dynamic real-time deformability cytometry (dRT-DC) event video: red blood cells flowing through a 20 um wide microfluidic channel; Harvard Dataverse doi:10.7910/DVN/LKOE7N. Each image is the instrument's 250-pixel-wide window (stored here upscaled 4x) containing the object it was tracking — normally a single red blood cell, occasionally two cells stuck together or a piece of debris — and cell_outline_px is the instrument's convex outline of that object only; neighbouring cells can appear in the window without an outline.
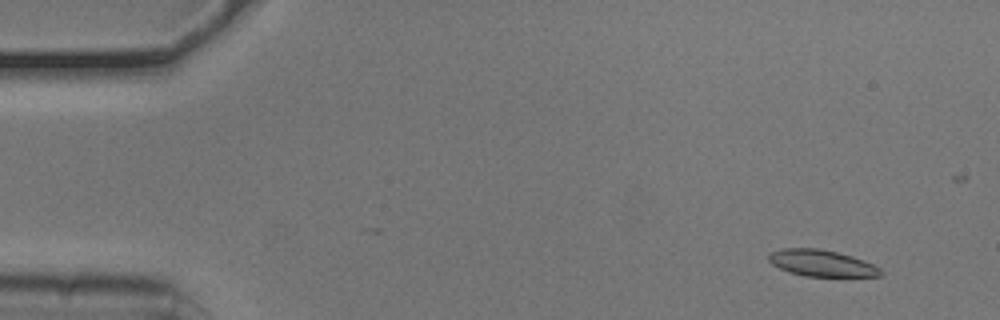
{"species": "common noctule bat (a hibernating species)", "species_latin": "Nyctalus noctula", "temperature_condition": "cold", "stored_images_in_passage": 33, "camera_frame_rate_fps": 3000, "um_per_image_px": 0.085, "animal": {"sex": "male", "body_mass_g": 20.5, "forearm_length_mm": 52.5}, "frame": {"image": 1, "passage_image": 4, "time_ms": 1.0, "image_size_px": [1000, 320], "cell_outline_px": [[884, 272], [880, 276], [804, 276], [788, 272], [772, 264], [768, 260], [768, 256], [772, 252], [784, 248], [816, 248], [836, 252], [852, 256], [864, 260], [880, 268]], "centroid_in_image_um": [69.84, 22.37], "position_along_channel_um": 15.2, "area_um2": 17.17}}
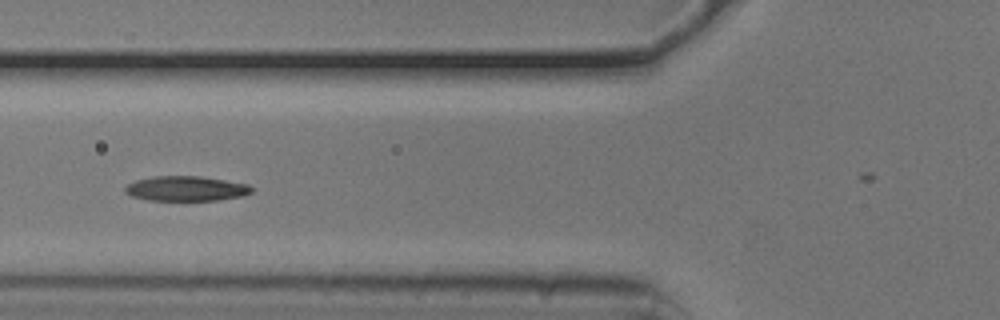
{"frame": {"image": 2, "passage_image": 20, "time_ms": 6.333, "image_size_px": [1000, 320], "cell_outline_px": [[256, 188], [252, 192], [244, 196], [216, 200], [148, 200], [132, 196], [124, 192], [124, 188], [128, 184], [136, 180], [156, 176], [200, 176], [248, 184]], "centroid_in_image_um": [15.85, 16.03], "position_along_channel_um": 109.9, "area_um2": 18.38}}
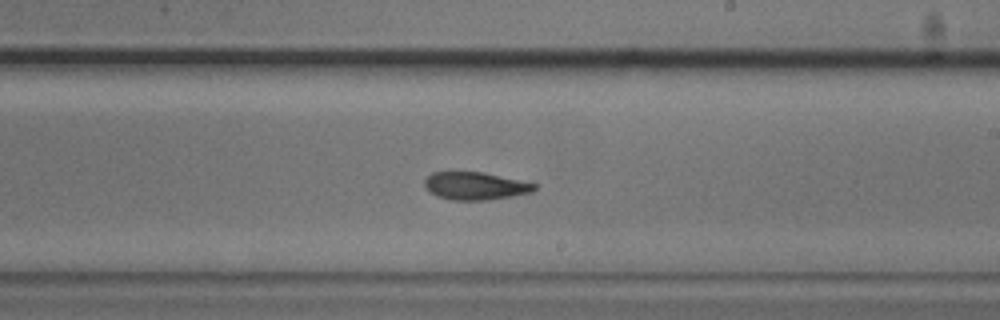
{"frame": {"image": 3, "passage_image": 31, "time_ms": 10.0, "image_size_px": [1000, 320], "cell_outline_px": [[536, 188], [532, 192], [512, 196], [484, 200], [452, 200], [436, 196], [424, 184], [424, 180], [432, 172], [484, 172], [532, 180], [536, 184]], "centroid_in_image_um": [40.51, 15.78], "position_along_channel_um": 248.5, "area_um2": 18.09}}